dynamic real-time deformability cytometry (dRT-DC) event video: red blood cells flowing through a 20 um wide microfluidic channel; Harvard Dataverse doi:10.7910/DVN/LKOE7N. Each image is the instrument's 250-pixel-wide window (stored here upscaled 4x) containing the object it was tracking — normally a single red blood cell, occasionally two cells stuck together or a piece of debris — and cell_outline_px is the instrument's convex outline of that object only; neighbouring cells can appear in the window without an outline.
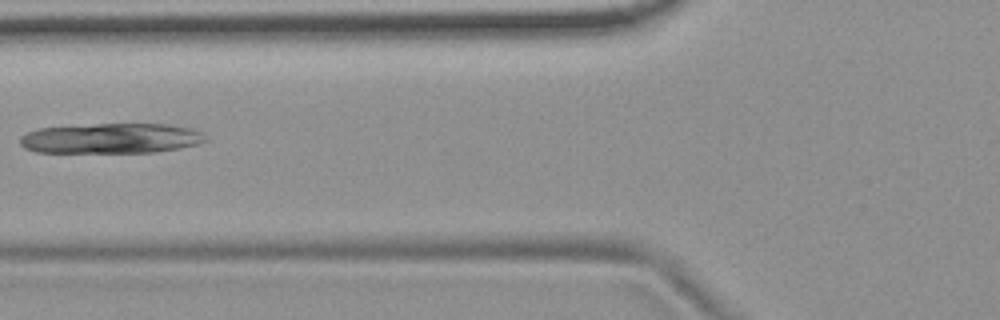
{"species": "common noctule bat (a hibernating species)", "species_latin": "Nyctalus noctula", "temperature_condition": "room temperature", "stored_images_in_passage": 4, "camera_frame_rate_fps": 3000, "um_per_image_px": 0.085, "animal": {"sex": "female", "body_mass_g": 19.9}, "frame": {"image": 1, "passage_image": 3, "time_ms": 0.667, "image_size_px": [1000, 320], "cell_outline_px": [[208, 140], [200, 144], [180, 148], [156, 152], [36, 152], [24, 148], [20, 144], [20, 136], [28, 132], [40, 128], [96, 124], [168, 124], [192, 128], [204, 132]], "centroid_in_image_um": [9.51, 11.76], "position_along_channel_um": 116.3, "area_um2": 32.77}}
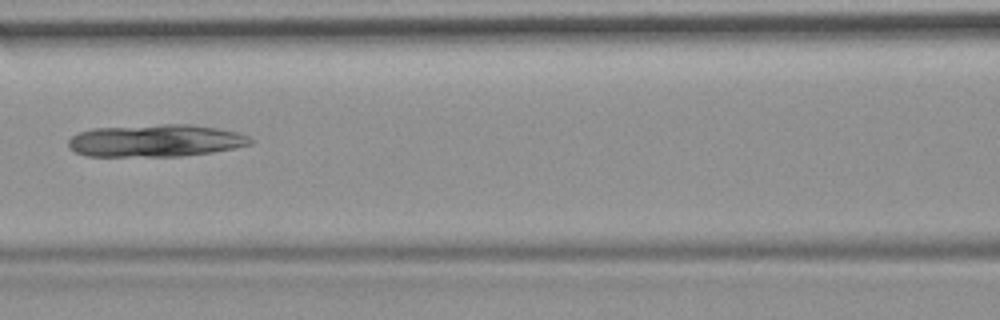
{"frame": {"image": 2, "passage_image": 4, "time_ms": 1.0, "image_size_px": [1000, 320], "cell_outline_px": [[252, 144], [212, 152], [180, 156], [84, 156], [76, 152], [68, 144], [68, 140], [72, 136], [80, 132], [92, 128], [164, 124], [192, 124], [216, 128], [236, 132], [248, 136], [252, 140]], "centroid_in_image_um": [13.21, 11.95], "position_along_channel_um": 153.4, "area_um2": 34.16}}